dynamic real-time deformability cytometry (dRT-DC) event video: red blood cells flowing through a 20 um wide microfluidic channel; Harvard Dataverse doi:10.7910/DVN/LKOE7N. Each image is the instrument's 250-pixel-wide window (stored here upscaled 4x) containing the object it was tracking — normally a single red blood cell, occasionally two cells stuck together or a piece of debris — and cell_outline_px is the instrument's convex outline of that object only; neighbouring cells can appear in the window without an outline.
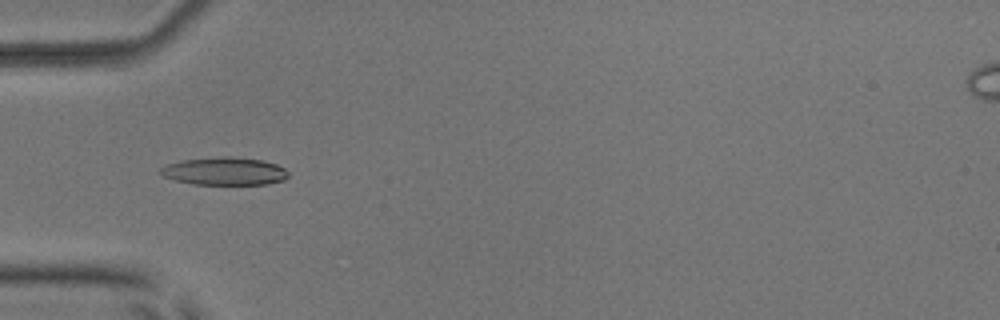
{"species": "common noctule bat (a hibernating species)", "species_latin": "Nyctalus noctula", "temperature_condition": "room temperature", "stored_images_in_passage": 29, "camera_frame_rate_fps": 3000, "um_per_image_px": 0.085, "animal": {"sex": "male", "body_mass_g": 17.9, "forearm_length_mm": 54.2}, "frame": {"image": 1, "passage_image": 18, "time_ms": 5.667, "image_size_px": [1000, 320], "cell_outline_px": [[288, 176], [284, 180], [268, 184], [192, 184], [176, 180], [164, 176], [160, 172], [160, 168], [168, 164], [180, 160], [224, 156], [228, 156], [260, 160], [276, 164], [284, 168], [288, 172]], "centroid_in_image_um": [19.09, 14.55], "position_along_channel_um": 65.9, "area_um2": 20.58}}
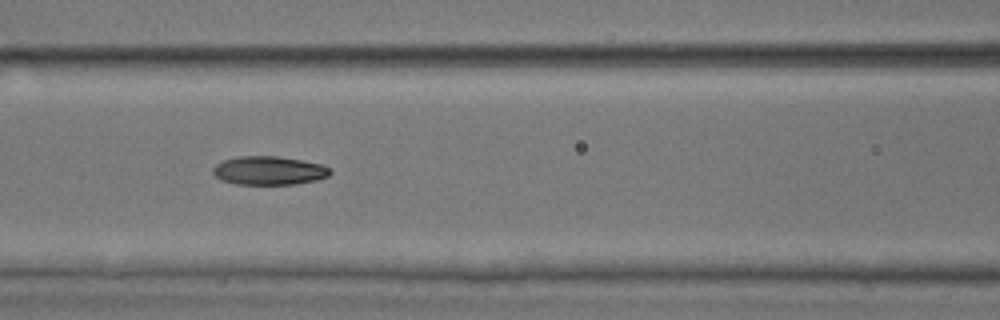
{"frame": {"image": 2, "passage_image": 24, "time_ms": 7.667, "image_size_px": [1000, 320], "cell_outline_px": [[332, 172], [328, 176], [316, 180], [296, 184], [236, 184], [220, 180], [212, 172], [212, 168], [216, 164], [224, 160], [240, 156], [276, 156], [300, 160], [320, 164], [328, 168]], "centroid_in_image_um": [22.83, 14.5], "position_along_channel_um": 143.8, "area_um2": 19.42}}
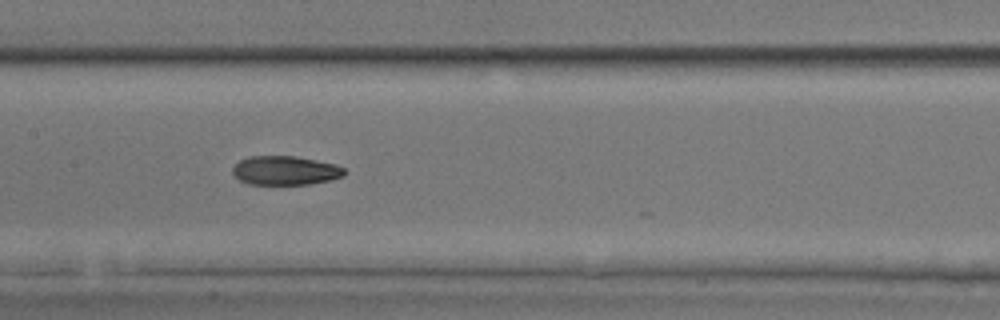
{"frame": {"image": 3, "passage_image": 27, "time_ms": 8.667, "image_size_px": [1000, 320], "cell_outline_px": [[344, 176], [332, 180], [308, 184], [248, 184], [240, 180], [232, 172], [232, 168], [240, 160], [248, 156], [296, 156], [336, 164], [344, 168]], "centroid_in_image_um": [24.26, 14.49], "position_along_channel_um": 183.1, "area_um2": 18.9}}